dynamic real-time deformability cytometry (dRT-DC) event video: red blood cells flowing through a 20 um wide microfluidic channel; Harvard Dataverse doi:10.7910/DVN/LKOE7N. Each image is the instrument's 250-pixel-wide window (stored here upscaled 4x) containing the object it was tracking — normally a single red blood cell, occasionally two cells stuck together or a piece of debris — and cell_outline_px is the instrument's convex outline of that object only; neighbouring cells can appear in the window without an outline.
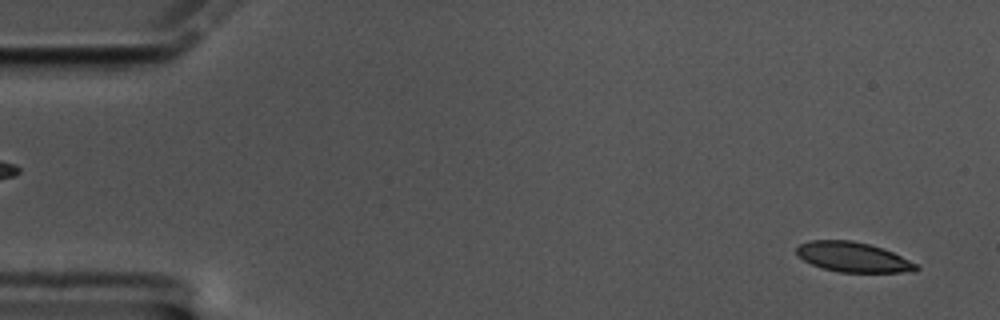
{"species": "common noctule bat (a hibernating species)", "species_latin": "Nyctalus noctula", "temperature_condition": "cold", "stored_images_in_passage": 59, "camera_frame_rate_fps": 3000, "um_per_image_px": 0.085, "animal": {"sex": "male", "body_mass_g": 17.5, "forearm_length_mm": 52.3}, "frame": {"image": 1, "passage_image": 2, "time_ms": 0.333, "image_size_px": [1000, 320], "cell_outline_px": [[920, 268], [916, 272], [840, 272], [824, 268], [812, 264], [804, 260], [796, 252], [796, 248], [800, 244], [808, 240], [852, 240], [884, 248], [920, 264]], "centroid_in_image_um": [72.58, 21.85], "position_along_channel_um": 12.4, "area_um2": 20.98}}
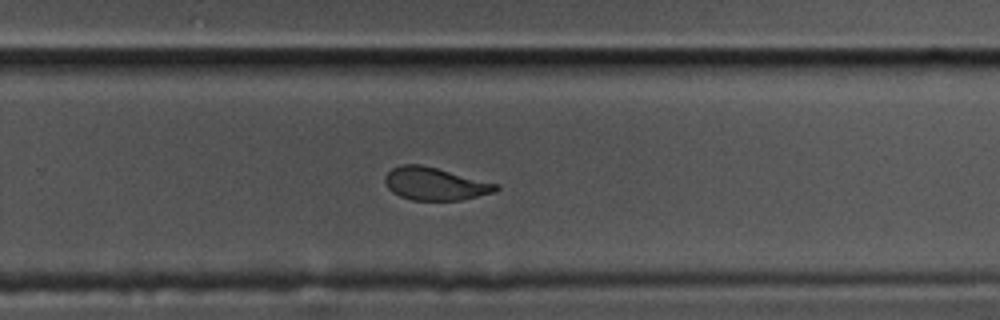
{"frame": {"image": 2, "passage_image": 38, "time_ms": 12.333, "image_size_px": [1000, 320], "cell_outline_px": [[500, 188], [496, 192], [460, 200], [412, 200], [400, 196], [392, 192], [388, 188], [384, 180], [384, 176], [392, 168], [400, 164], [420, 164], [500, 184]], "centroid_in_image_um": [36.98, 15.62], "position_along_channel_um": 292.8, "area_um2": 21.21}}
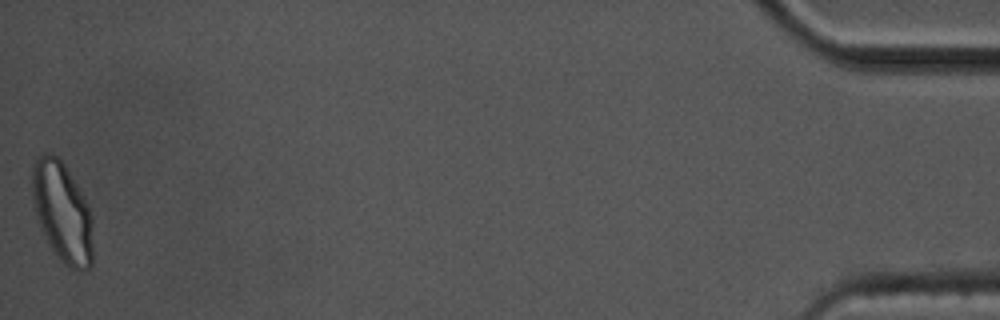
{"frame": {"image": 3, "passage_image": 59, "time_ms": 19.333, "image_size_px": [1000, 320], "cell_outline_px": [[92, 264], [88, 268], [72, 268], [60, 260], [48, 244], [40, 224], [32, 200], [32, 164], [36, 156], [44, 152], [52, 152], [64, 164], [84, 196], [88, 204], [92, 216]], "centroid_in_image_um": [5.28, 17.97], "position_along_channel_um": 429.9, "area_um2": 35.32}, "authors_computed_cell_mechanics": {"area_um2": 22.542, "velocity_mm_per_s": 3.3234, "shape_relaxation_time_tau1_ms": 5.9213, "shape_relaxation_time_tau2_ms": 1.8298, "deformation_change_tau1": 0.1658, "deformation_change_tau2": 0.0862}}